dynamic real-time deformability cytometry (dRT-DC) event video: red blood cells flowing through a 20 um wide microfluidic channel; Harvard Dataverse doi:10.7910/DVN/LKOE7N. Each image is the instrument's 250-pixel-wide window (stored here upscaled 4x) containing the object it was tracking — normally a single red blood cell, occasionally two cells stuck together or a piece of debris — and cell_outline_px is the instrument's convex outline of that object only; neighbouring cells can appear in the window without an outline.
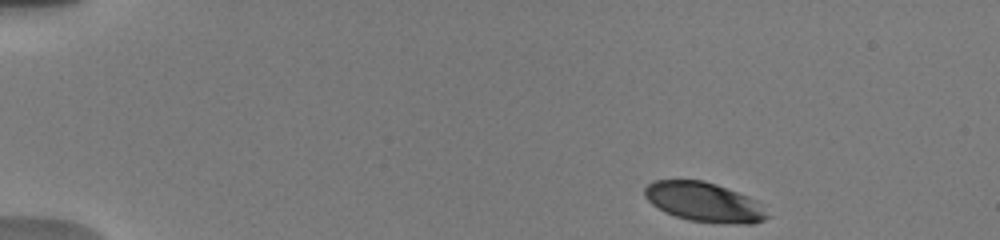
{"species": "human", "species_latin": "Homo sapiens", "temperature_condition": "warm", "stored_images_in_passage": 45, "camera_frame_rate_fps": 3000, "um_per_image_px": 0.085, "donor": {"sex": "male"}, "frame": {"image": 1, "passage_image": 1, "time_ms": 0.0, "image_size_px": [1000, 240], "cell_outline_px": [[768, 216], [764, 220], [752, 224], [744, 224], [688, 220], [676, 216], [652, 204], [644, 196], [644, 188], [652, 180], [704, 180], [716, 184], [748, 196], [756, 200]], "centroid_in_image_um": [59.82, 17.16], "position_along_channel_um": 25.2, "area_um2": 27.74}}
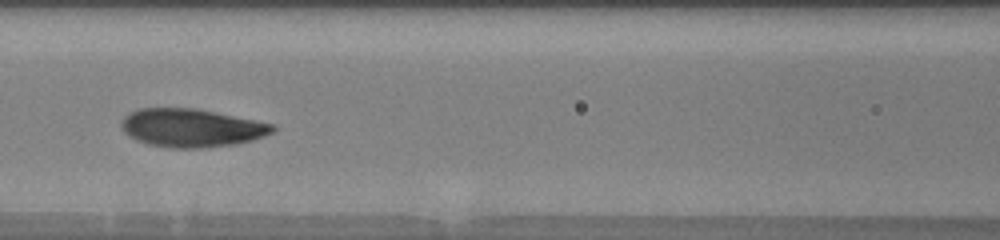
{"frame": {"image": 2, "passage_image": 18, "time_ms": 6.0, "image_size_px": [1000, 240], "cell_outline_px": [[276, 128], [272, 132], [264, 136], [252, 140], [236, 144], [204, 148], [172, 148], [148, 144], [136, 140], [128, 136], [124, 132], [120, 124], [124, 116], [128, 112], [136, 108], [196, 108], [276, 124]], "centroid_in_image_um": [16.26, 10.86], "position_along_channel_um": 150.3, "area_um2": 34.04}}
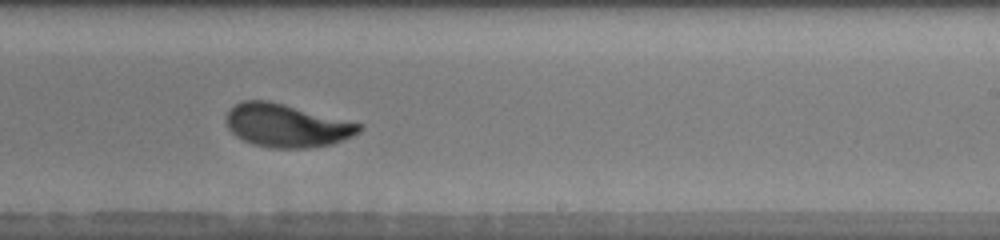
{"frame": {"image": 3, "passage_image": 27, "time_ms": 9.0, "image_size_px": [1000, 240], "cell_outline_px": [[364, 128], [360, 132], [352, 136], [332, 144], [308, 148], [272, 148], [252, 144], [236, 136], [228, 128], [228, 112], [236, 104], [244, 100], [268, 100], [364, 124]], "centroid_in_image_um": [24.42, 10.68], "position_along_channel_um": 264.6, "area_um2": 33.29}, "authors_computed_cell_mechanics": {"area_um2": 32.8882, "velocity_mm_per_s": 3.8201, "shape_relaxation_time_tau1_ms": 2.7573, "shape_relaxation_time_tau2_ms": 0.9798, "deformation_change_tau1": 0.1452, "deformation_change_tau2": 0.0626}}